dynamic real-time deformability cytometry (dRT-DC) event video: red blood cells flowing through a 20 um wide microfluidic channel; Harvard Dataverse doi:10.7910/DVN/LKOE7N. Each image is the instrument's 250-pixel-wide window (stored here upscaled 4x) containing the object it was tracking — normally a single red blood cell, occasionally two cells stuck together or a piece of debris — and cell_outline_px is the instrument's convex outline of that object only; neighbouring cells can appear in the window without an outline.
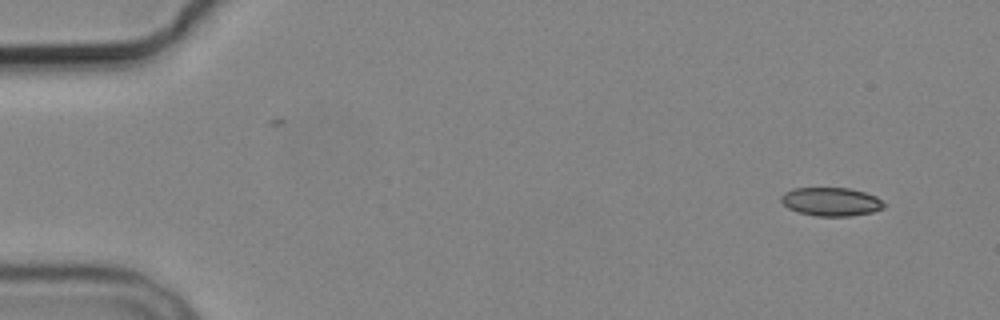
{"species": "common noctule bat (a hibernating species)", "species_latin": "Nyctalus noctula", "temperature_condition": "cold", "stored_images_in_passage": 7, "camera_frame_rate_fps": 3000, "um_per_image_px": 0.085, "animal": {"sex": "male", "body_mass_g": 19.2, "forearm_length_mm": 51.8}, "frame": {"image": 1, "passage_image": 1, "time_ms": 0.0, "image_size_px": [1000, 320], "cell_outline_px": [[884, 208], [872, 212], [848, 216], [816, 216], [800, 212], [788, 208], [780, 200], [780, 196], [784, 192], [792, 188], [848, 188], [864, 192], [876, 196], [884, 204]], "centroid_in_image_um": [70.61, 17.14], "position_along_channel_um": 14.4, "area_um2": 16.99}}
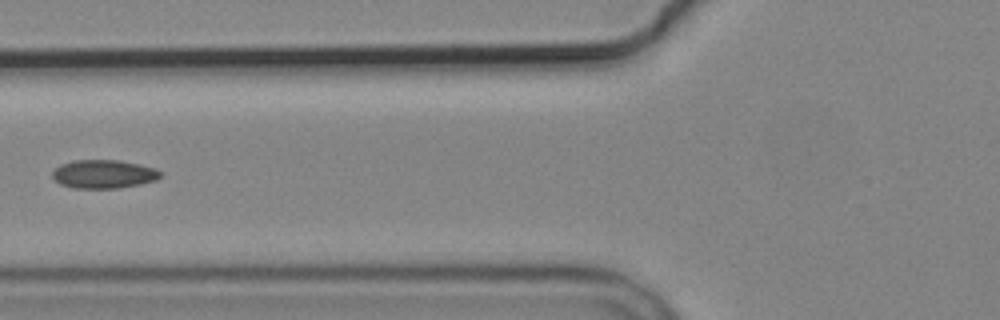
{"frame": {"image": 2, "passage_image": 6, "time_ms": 6.0, "image_size_px": [1000, 320], "cell_outline_px": [[164, 176], [156, 180], [140, 184], [116, 188], [72, 188], [60, 184], [52, 176], [52, 172], [60, 164], [72, 160], [120, 160], [140, 164], [156, 168]], "centroid_in_image_um": [8.83, 14.79], "position_along_channel_um": 117.0, "area_um2": 18.09}}
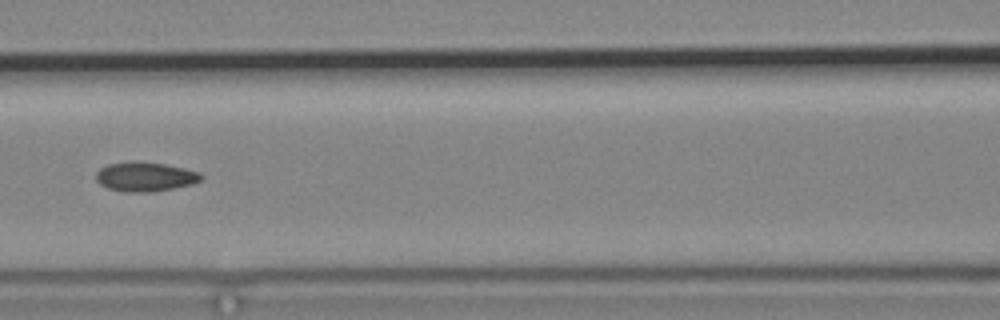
{"frame": {"image": 3, "passage_image": 7, "time_ms": 7.0, "image_size_px": [1000, 320], "cell_outline_px": [[204, 176], [200, 180], [192, 184], [152, 192], [124, 192], [108, 188], [100, 184], [96, 180], [96, 172], [100, 168], [108, 164], [132, 160], [164, 164], [184, 168], [200, 172]], "centroid_in_image_um": [12.32, 15.01], "position_along_channel_um": 154.3, "area_um2": 18.09}}